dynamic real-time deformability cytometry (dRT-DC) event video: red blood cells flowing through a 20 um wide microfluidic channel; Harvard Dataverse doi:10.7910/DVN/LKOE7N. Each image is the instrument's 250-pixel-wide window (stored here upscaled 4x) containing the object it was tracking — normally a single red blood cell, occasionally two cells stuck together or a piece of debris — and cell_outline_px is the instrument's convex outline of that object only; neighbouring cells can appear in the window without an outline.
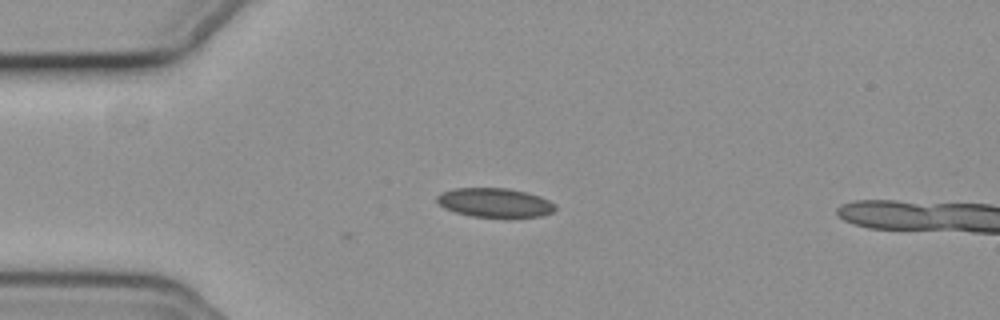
{"species": "common noctule bat (a hibernating species)", "species_latin": "Nyctalus noctula", "temperature_condition": "cold", "stored_images_in_passage": 2, "camera_frame_rate_fps": 3000, "um_per_image_px": 0.085, "animal": {"sex": "female", "body_mass_g": 19.3, "forearm_length_mm": 54.1}, "frame": {"image": 1, "passage_image": 2, "time_ms": 0.333, "image_size_px": [1000, 320], "cell_outline_px": [[556, 208], [552, 212], [540, 216], [512, 220], [504, 220], [472, 216], [456, 212], [444, 208], [436, 200], [436, 196], [440, 192], [456, 188], [508, 188], [540, 196], [556, 204]], "centroid_in_image_um": [42.09, 17.27], "position_along_channel_um": 42.9, "area_um2": 20.87}}